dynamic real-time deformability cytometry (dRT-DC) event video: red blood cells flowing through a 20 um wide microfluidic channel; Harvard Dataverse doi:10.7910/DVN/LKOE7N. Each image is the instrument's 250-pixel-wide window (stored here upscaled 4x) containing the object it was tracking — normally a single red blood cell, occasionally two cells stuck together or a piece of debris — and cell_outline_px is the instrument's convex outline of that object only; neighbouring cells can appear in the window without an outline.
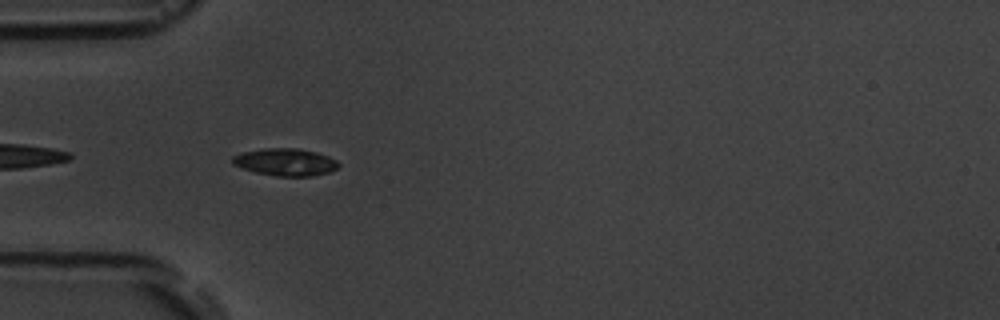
{"species": "common noctule bat (a hibernating species)", "species_latin": "Nyctalus noctula", "temperature_condition": "room temperature", "stored_images_in_passage": 7, "segment_of_instrument_passage": [2, 2], "camera_frame_rate_fps": 3000, "um_per_image_px": 0.085, "animal": {"sex": "male", "body_mass_g": 19.5, "forearm_length_mm": 54.6}, "frame": {"image": 1, "passage_image": 6, "time_ms": 5.667, "image_size_px": [1000, 320], "cell_outline_px": [[340, 164], [336, 168], [328, 172], [312, 176], [276, 176], [256, 172], [232, 164], [232, 156], [244, 152], [264, 148], [300, 148], [316, 152], [328, 156], [336, 160]], "centroid_in_image_um": [24.26, 13.77], "position_along_channel_um": 60.7, "area_um2": 16.76}}
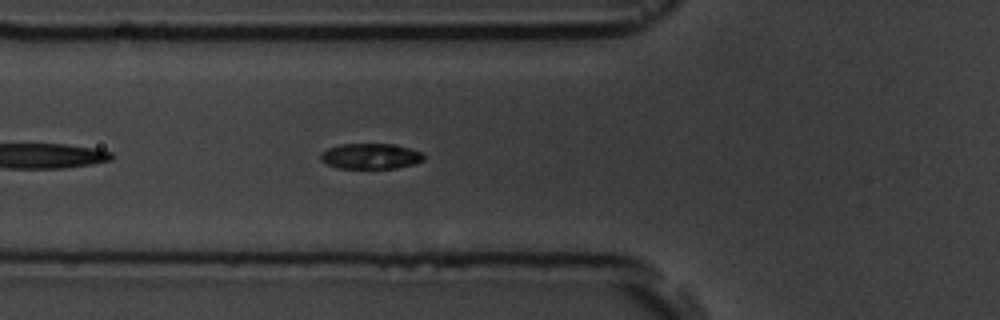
{"frame": {"image": 2, "passage_image": 7, "time_ms": 6.667, "image_size_px": [1000, 320], "cell_outline_px": [[424, 160], [416, 164], [396, 168], [336, 168], [320, 160], [320, 152], [328, 148], [340, 144], [392, 144], [408, 148], [420, 152], [424, 156]], "centroid_in_image_um": [31.48, 13.28], "position_along_channel_um": 94.3, "area_um2": 15.37}}